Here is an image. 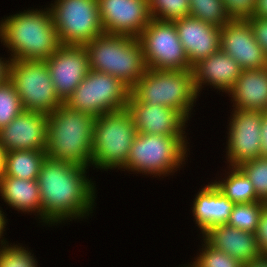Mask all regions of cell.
Instances as JSON below:
<instances>
[{
	"label": "cell",
	"instance_id": "10",
	"mask_svg": "<svg viewBox=\"0 0 267 267\" xmlns=\"http://www.w3.org/2000/svg\"><path fill=\"white\" fill-rule=\"evenodd\" d=\"M49 8L61 44L84 45L104 33L98 0H55Z\"/></svg>",
	"mask_w": 267,
	"mask_h": 267
},
{
	"label": "cell",
	"instance_id": "2",
	"mask_svg": "<svg viewBox=\"0 0 267 267\" xmlns=\"http://www.w3.org/2000/svg\"><path fill=\"white\" fill-rule=\"evenodd\" d=\"M0 42L10 60H47L61 45L49 7L27 9L0 20Z\"/></svg>",
	"mask_w": 267,
	"mask_h": 267
},
{
	"label": "cell",
	"instance_id": "37",
	"mask_svg": "<svg viewBox=\"0 0 267 267\" xmlns=\"http://www.w3.org/2000/svg\"><path fill=\"white\" fill-rule=\"evenodd\" d=\"M10 58L0 56V84L4 83L9 77Z\"/></svg>",
	"mask_w": 267,
	"mask_h": 267
},
{
	"label": "cell",
	"instance_id": "30",
	"mask_svg": "<svg viewBox=\"0 0 267 267\" xmlns=\"http://www.w3.org/2000/svg\"><path fill=\"white\" fill-rule=\"evenodd\" d=\"M153 19L174 21L189 16V0H147Z\"/></svg>",
	"mask_w": 267,
	"mask_h": 267
},
{
	"label": "cell",
	"instance_id": "3",
	"mask_svg": "<svg viewBox=\"0 0 267 267\" xmlns=\"http://www.w3.org/2000/svg\"><path fill=\"white\" fill-rule=\"evenodd\" d=\"M95 120V117L70 109L64 104L48 114L47 157L91 167Z\"/></svg>",
	"mask_w": 267,
	"mask_h": 267
},
{
	"label": "cell",
	"instance_id": "9",
	"mask_svg": "<svg viewBox=\"0 0 267 267\" xmlns=\"http://www.w3.org/2000/svg\"><path fill=\"white\" fill-rule=\"evenodd\" d=\"M8 79L15 86L26 111L48 115L63 104L55 92L45 61L11 60Z\"/></svg>",
	"mask_w": 267,
	"mask_h": 267
},
{
	"label": "cell",
	"instance_id": "8",
	"mask_svg": "<svg viewBox=\"0 0 267 267\" xmlns=\"http://www.w3.org/2000/svg\"><path fill=\"white\" fill-rule=\"evenodd\" d=\"M130 92L131 89L120 79L104 72L89 70L63 104L97 118L104 113L126 108Z\"/></svg>",
	"mask_w": 267,
	"mask_h": 267
},
{
	"label": "cell",
	"instance_id": "41",
	"mask_svg": "<svg viewBox=\"0 0 267 267\" xmlns=\"http://www.w3.org/2000/svg\"><path fill=\"white\" fill-rule=\"evenodd\" d=\"M5 150L0 145V178L4 173Z\"/></svg>",
	"mask_w": 267,
	"mask_h": 267
},
{
	"label": "cell",
	"instance_id": "22",
	"mask_svg": "<svg viewBox=\"0 0 267 267\" xmlns=\"http://www.w3.org/2000/svg\"><path fill=\"white\" fill-rule=\"evenodd\" d=\"M228 95L232 109L263 111L267 105V67L244 69Z\"/></svg>",
	"mask_w": 267,
	"mask_h": 267
},
{
	"label": "cell",
	"instance_id": "15",
	"mask_svg": "<svg viewBox=\"0 0 267 267\" xmlns=\"http://www.w3.org/2000/svg\"><path fill=\"white\" fill-rule=\"evenodd\" d=\"M220 49L243 70L267 67V57L254 38L248 20L231 19L220 28Z\"/></svg>",
	"mask_w": 267,
	"mask_h": 267
},
{
	"label": "cell",
	"instance_id": "28",
	"mask_svg": "<svg viewBox=\"0 0 267 267\" xmlns=\"http://www.w3.org/2000/svg\"><path fill=\"white\" fill-rule=\"evenodd\" d=\"M202 240L200 246L202 248L199 249L197 257H194L195 261L188 263L189 267H243L244 264L240 260L213 248L204 239Z\"/></svg>",
	"mask_w": 267,
	"mask_h": 267
},
{
	"label": "cell",
	"instance_id": "5",
	"mask_svg": "<svg viewBox=\"0 0 267 267\" xmlns=\"http://www.w3.org/2000/svg\"><path fill=\"white\" fill-rule=\"evenodd\" d=\"M130 95L137 102L175 109L189 121L199 97L194 87L192 69H147L131 88Z\"/></svg>",
	"mask_w": 267,
	"mask_h": 267
},
{
	"label": "cell",
	"instance_id": "31",
	"mask_svg": "<svg viewBox=\"0 0 267 267\" xmlns=\"http://www.w3.org/2000/svg\"><path fill=\"white\" fill-rule=\"evenodd\" d=\"M25 246L10 244L0 246V267H38L37 258Z\"/></svg>",
	"mask_w": 267,
	"mask_h": 267
},
{
	"label": "cell",
	"instance_id": "7",
	"mask_svg": "<svg viewBox=\"0 0 267 267\" xmlns=\"http://www.w3.org/2000/svg\"><path fill=\"white\" fill-rule=\"evenodd\" d=\"M137 133L126 108L99 115L93 129L91 154L93 169L120 170L127 162Z\"/></svg>",
	"mask_w": 267,
	"mask_h": 267
},
{
	"label": "cell",
	"instance_id": "24",
	"mask_svg": "<svg viewBox=\"0 0 267 267\" xmlns=\"http://www.w3.org/2000/svg\"><path fill=\"white\" fill-rule=\"evenodd\" d=\"M46 151L13 150L5 152L3 175L19 179L37 180Z\"/></svg>",
	"mask_w": 267,
	"mask_h": 267
},
{
	"label": "cell",
	"instance_id": "26",
	"mask_svg": "<svg viewBox=\"0 0 267 267\" xmlns=\"http://www.w3.org/2000/svg\"><path fill=\"white\" fill-rule=\"evenodd\" d=\"M189 16L220 28L231 20L223 0H189Z\"/></svg>",
	"mask_w": 267,
	"mask_h": 267
},
{
	"label": "cell",
	"instance_id": "6",
	"mask_svg": "<svg viewBox=\"0 0 267 267\" xmlns=\"http://www.w3.org/2000/svg\"><path fill=\"white\" fill-rule=\"evenodd\" d=\"M186 138L137 133L127 162L120 170L162 178L173 175L186 164L185 160L189 154Z\"/></svg>",
	"mask_w": 267,
	"mask_h": 267
},
{
	"label": "cell",
	"instance_id": "36",
	"mask_svg": "<svg viewBox=\"0 0 267 267\" xmlns=\"http://www.w3.org/2000/svg\"><path fill=\"white\" fill-rule=\"evenodd\" d=\"M262 158H267V114L263 112L261 122V152Z\"/></svg>",
	"mask_w": 267,
	"mask_h": 267
},
{
	"label": "cell",
	"instance_id": "42",
	"mask_svg": "<svg viewBox=\"0 0 267 267\" xmlns=\"http://www.w3.org/2000/svg\"><path fill=\"white\" fill-rule=\"evenodd\" d=\"M263 112L267 114V105L265 106V109L263 110Z\"/></svg>",
	"mask_w": 267,
	"mask_h": 267
},
{
	"label": "cell",
	"instance_id": "19",
	"mask_svg": "<svg viewBox=\"0 0 267 267\" xmlns=\"http://www.w3.org/2000/svg\"><path fill=\"white\" fill-rule=\"evenodd\" d=\"M242 71L243 69L236 60L221 49L201 59L192 66L194 87L198 96L202 88L206 86L214 87L217 92L222 91L228 94Z\"/></svg>",
	"mask_w": 267,
	"mask_h": 267
},
{
	"label": "cell",
	"instance_id": "29",
	"mask_svg": "<svg viewBox=\"0 0 267 267\" xmlns=\"http://www.w3.org/2000/svg\"><path fill=\"white\" fill-rule=\"evenodd\" d=\"M24 109L13 83L7 79L0 84V128L10 124Z\"/></svg>",
	"mask_w": 267,
	"mask_h": 267
},
{
	"label": "cell",
	"instance_id": "20",
	"mask_svg": "<svg viewBox=\"0 0 267 267\" xmlns=\"http://www.w3.org/2000/svg\"><path fill=\"white\" fill-rule=\"evenodd\" d=\"M210 246L240 260L243 264L261 257L255 233L227 224L210 227L202 237Z\"/></svg>",
	"mask_w": 267,
	"mask_h": 267
},
{
	"label": "cell",
	"instance_id": "23",
	"mask_svg": "<svg viewBox=\"0 0 267 267\" xmlns=\"http://www.w3.org/2000/svg\"><path fill=\"white\" fill-rule=\"evenodd\" d=\"M0 196L10 208L26 214H34L38 220L41 219L39 223L42 222L41 197L37 180L2 175Z\"/></svg>",
	"mask_w": 267,
	"mask_h": 267
},
{
	"label": "cell",
	"instance_id": "32",
	"mask_svg": "<svg viewBox=\"0 0 267 267\" xmlns=\"http://www.w3.org/2000/svg\"><path fill=\"white\" fill-rule=\"evenodd\" d=\"M249 178L261 201H267V158H257L238 166Z\"/></svg>",
	"mask_w": 267,
	"mask_h": 267
},
{
	"label": "cell",
	"instance_id": "16",
	"mask_svg": "<svg viewBox=\"0 0 267 267\" xmlns=\"http://www.w3.org/2000/svg\"><path fill=\"white\" fill-rule=\"evenodd\" d=\"M126 109L138 133L166 136H186L187 134L185 130L188 120L175 109L137 102L131 95Z\"/></svg>",
	"mask_w": 267,
	"mask_h": 267
},
{
	"label": "cell",
	"instance_id": "40",
	"mask_svg": "<svg viewBox=\"0 0 267 267\" xmlns=\"http://www.w3.org/2000/svg\"><path fill=\"white\" fill-rule=\"evenodd\" d=\"M243 267H267V256H261L252 262L245 263Z\"/></svg>",
	"mask_w": 267,
	"mask_h": 267
},
{
	"label": "cell",
	"instance_id": "18",
	"mask_svg": "<svg viewBox=\"0 0 267 267\" xmlns=\"http://www.w3.org/2000/svg\"><path fill=\"white\" fill-rule=\"evenodd\" d=\"M173 23L191 66L220 50V27L192 16Z\"/></svg>",
	"mask_w": 267,
	"mask_h": 267
},
{
	"label": "cell",
	"instance_id": "39",
	"mask_svg": "<svg viewBox=\"0 0 267 267\" xmlns=\"http://www.w3.org/2000/svg\"><path fill=\"white\" fill-rule=\"evenodd\" d=\"M2 207H0V245H3L7 242V240H5L6 238L3 237L4 235V231H6V225H7V220L6 216L4 214V212L2 211L3 209H1ZM3 238V239H2Z\"/></svg>",
	"mask_w": 267,
	"mask_h": 267
},
{
	"label": "cell",
	"instance_id": "38",
	"mask_svg": "<svg viewBox=\"0 0 267 267\" xmlns=\"http://www.w3.org/2000/svg\"><path fill=\"white\" fill-rule=\"evenodd\" d=\"M254 17L267 18V0H256Z\"/></svg>",
	"mask_w": 267,
	"mask_h": 267
},
{
	"label": "cell",
	"instance_id": "34",
	"mask_svg": "<svg viewBox=\"0 0 267 267\" xmlns=\"http://www.w3.org/2000/svg\"><path fill=\"white\" fill-rule=\"evenodd\" d=\"M257 43L267 57V18L250 17L247 19Z\"/></svg>",
	"mask_w": 267,
	"mask_h": 267
},
{
	"label": "cell",
	"instance_id": "21",
	"mask_svg": "<svg viewBox=\"0 0 267 267\" xmlns=\"http://www.w3.org/2000/svg\"><path fill=\"white\" fill-rule=\"evenodd\" d=\"M192 202L193 219L202 234L212 226L227 224L235 205L212 181L199 188Z\"/></svg>",
	"mask_w": 267,
	"mask_h": 267
},
{
	"label": "cell",
	"instance_id": "12",
	"mask_svg": "<svg viewBox=\"0 0 267 267\" xmlns=\"http://www.w3.org/2000/svg\"><path fill=\"white\" fill-rule=\"evenodd\" d=\"M263 111L233 109L227 127L226 160L229 165L260 158Z\"/></svg>",
	"mask_w": 267,
	"mask_h": 267
},
{
	"label": "cell",
	"instance_id": "27",
	"mask_svg": "<svg viewBox=\"0 0 267 267\" xmlns=\"http://www.w3.org/2000/svg\"><path fill=\"white\" fill-rule=\"evenodd\" d=\"M265 201L235 204L227 225L242 231L255 233Z\"/></svg>",
	"mask_w": 267,
	"mask_h": 267
},
{
	"label": "cell",
	"instance_id": "4",
	"mask_svg": "<svg viewBox=\"0 0 267 267\" xmlns=\"http://www.w3.org/2000/svg\"><path fill=\"white\" fill-rule=\"evenodd\" d=\"M84 47L90 70L110 74L130 89L147 71L143 47L136 37L103 33Z\"/></svg>",
	"mask_w": 267,
	"mask_h": 267
},
{
	"label": "cell",
	"instance_id": "33",
	"mask_svg": "<svg viewBox=\"0 0 267 267\" xmlns=\"http://www.w3.org/2000/svg\"><path fill=\"white\" fill-rule=\"evenodd\" d=\"M231 19L247 20L254 16L256 0H223Z\"/></svg>",
	"mask_w": 267,
	"mask_h": 267
},
{
	"label": "cell",
	"instance_id": "13",
	"mask_svg": "<svg viewBox=\"0 0 267 267\" xmlns=\"http://www.w3.org/2000/svg\"><path fill=\"white\" fill-rule=\"evenodd\" d=\"M45 62L55 92L63 103L90 70L84 45L61 44Z\"/></svg>",
	"mask_w": 267,
	"mask_h": 267
},
{
	"label": "cell",
	"instance_id": "1",
	"mask_svg": "<svg viewBox=\"0 0 267 267\" xmlns=\"http://www.w3.org/2000/svg\"><path fill=\"white\" fill-rule=\"evenodd\" d=\"M87 169L46 156L37 177L44 226L88 219L93 213L97 187Z\"/></svg>",
	"mask_w": 267,
	"mask_h": 267
},
{
	"label": "cell",
	"instance_id": "11",
	"mask_svg": "<svg viewBox=\"0 0 267 267\" xmlns=\"http://www.w3.org/2000/svg\"><path fill=\"white\" fill-rule=\"evenodd\" d=\"M138 39L143 47L147 69H192L173 21L152 18Z\"/></svg>",
	"mask_w": 267,
	"mask_h": 267
},
{
	"label": "cell",
	"instance_id": "35",
	"mask_svg": "<svg viewBox=\"0 0 267 267\" xmlns=\"http://www.w3.org/2000/svg\"><path fill=\"white\" fill-rule=\"evenodd\" d=\"M255 236L261 256H267V206L261 212Z\"/></svg>",
	"mask_w": 267,
	"mask_h": 267
},
{
	"label": "cell",
	"instance_id": "17",
	"mask_svg": "<svg viewBox=\"0 0 267 267\" xmlns=\"http://www.w3.org/2000/svg\"><path fill=\"white\" fill-rule=\"evenodd\" d=\"M47 114L24 110L7 126L0 128V145L5 152L13 150L45 151Z\"/></svg>",
	"mask_w": 267,
	"mask_h": 267
},
{
	"label": "cell",
	"instance_id": "14",
	"mask_svg": "<svg viewBox=\"0 0 267 267\" xmlns=\"http://www.w3.org/2000/svg\"><path fill=\"white\" fill-rule=\"evenodd\" d=\"M103 31L138 38L152 17L147 0H98Z\"/></svg>",
	"mask_w": 267,
	"mask_h": 267
},
{
	"label": "cell",
	"instance_id": "25",
	"mask_svg": "<svg viewBox=\"0 0 267 267\" xmlns=\"http://www.w3.org/2000/svg\"><path fill=\"white\" fill-rule=\"evenodd\" d=\"M225 177L212 183L234 204L261 201L247 175L239 168L228 166ZM227 175V176H226Z\"/></svg>",
	"mask_w": 267,
	"mask_h": 267
}]
</instances>
